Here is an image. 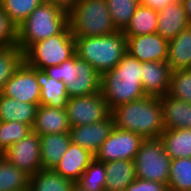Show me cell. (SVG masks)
I'll list each match as a JSON object with an SVG mask.
<instances>
[{
	"label": "cell",
	"instance_id": "obj_1",
	"mask_svg": "<svg viewBox=\"0 0 191 191\" xmlns=\"http://www.w3.org/2000/svg\"><path fill=\"white\" fill-rule=\"evenodd\" d=\"M141 74L142 62L126 53L115 68L101 75L100 91L111 111L146 96Z\"/></svg>",
	"mask_w": 191,
	"mask_h": 191
},
{
	"label": "cell",
	"instance_id": "obj_2",
	"mask_svg": "<svg viewBox=\"0 0 191 191\" xmlns=\"http://www.w3.org/2000/svg\"><path fill=\"white\" fill-rule=\"evenodd\" d=\"M114 126L144 139L159 138L165 130L160 97L144 96L112 110Z\"/></svg>",
	"mask_w": 191,
	"mask_h": 191
},
{
	"label": "cell",
	"instance_id": "obj_3",
	"mask_svg": "<svg viewBox=\"0 0 191 191\" xmlns=\"http://www.w3.org/2000/svg\"><path fill=\"white\" fill-rule=\"evenodd\" d=\"M74 40L76 56L87 61L100 75L115 68L127 53V39L123 31Z\"/></svg>",
	"mask_w": 191,
	"mask_h": 191
},
{
	"label": "cell",
	"instance_id": "obj_4",
	"mask_svg": "<svg viewBox=\"0 0 191 191\" xmlns=\"http://www.w3.org/2000/svg\"><path fill=\"white\" fill-rule=\"evenodd\" d=\"M68 26V12L44 1L17 28V47L25 52L32 44L60 34Z\"/></svg>",
	"mask_w": 191,
	"mask_h": 191
},
{
	"label": "cell",
	"instance_id": "obj_5",
	"mask_svg": "<svg viewBox=\"0 0 191 191\" xmlns=\"http://www.w3.org/2000/svg\"><path fill=\"white\" fill-rule=\"evenodd\" d=\"M74 38L96 37L116 32L106 0H80L68 12Z\"/></svg>",
	"mask_w": 191,
	"mask_h": 191
},
{
	"label": "cell",
	"instance_id": "obj_6",
	"mask_svg": "<svg viewBox=\"0 0 191 191\" xmlns=\"http://www.w3.org/2000/svg\"><path fill=\"white\" fill-rule=\"evenodd\" d=\"M75 55V40L68 25L60 34L32 44L24 52V62L30 67L44 70L60 65Z\"/></svg>",
	"mask_w": 191,
	"mask_h": 191
},
{
	"label": "cell",
	"instance_id": "obj_7",
	"mask_svg": "<svg viewBox=\"0 0 191 191\" xmlns=\"http://www.w3.org/2000/svg\"><path fill=\"white\" fill-rule=\"evenodd\" d=\"M133 162L137 178L168 185L171 157L160 138L144 139Z\"/></svg>",
	"mask_w": 191,
	"mask_h": 191
},
{
	"label": "cell",
	"instance_id": "obj_8",
	"mask_svg": "<svg viewBox=\"0 0 191 191\" xmlns=\"http://www.w3.org/2000/svg\"><path fill=\"white\" fill-rule=\"evenodd\" d=\"M66 112L71 127L102 121L112 113L101 91L69 98Z\"/></svg>",
	"mask_w": 191,
	"mask_h": 191
},
{
	"label": "cell",
	"instance_id": "obj_9",
	"mask_svg": "<svg viewBox=\"0 0 191 191\" xmlns=\"http://www.w3.org/2000/svg\"><path fill=\"white\" fill-rule=\"evenodd\" d=\"M144 138L131 131L113 128L108 138L94 155L99 162L134 160Z\"/></svg>",
	"mask_w": 191,
	"mask_h": 191
},
{
	"label": "cell",
	"instance_id": "obj_10",
	"mask_svg": "<svg viewBox=\"0 0 191 191\" xmlns=\"http://www.w3.org/2000/svg\"><path fill=\"white\" fill-rule=\"evenodd\" d=\"M2 156L28 176L42 170L40 135L30 132L24 139L9 147Z\"/></svg>",
	"mask_w": 191,
	"mask_h": 191
},
{
	"label": "cell",
	"instance_id": "obj_11",
	"mask_svg": "<svg viewBox=\"0 0 191 191\" xmlns=\"http://www.w3.org/2000/svg\"><path fill=\"white\" fill-rule=\"evenodd\" d=\"M40 86L36 78V68L23 62L13 76L5 83L2 94L20 102L39 105Z\"/></svg>",
	"mask_w": 191,
	"mask_h": 191
},
{
	"label": "cell",
	"instance_id": "obj_12",
	"mask_svg": "<svg viewBox=\"0 0 191 191\" xmlns=\"http://www.w3.org/2000/svg\"><path fill=\"white\" fill-rule=\"evenodd\" d=\"M126 39L127 53L140 62L167 60L169 41L158 33L126 37Z\"/></svg>",
	"mask_w": 191,
	"mask_h": 191
},
{
	"label": "cell",
	"instance_id": "obj_13",
	"mask_svg": "<svg viewBox=\"0 0 191 191\" xmlns=\"http://www.w3.org/2000/svg\"><path fill=\"white\" fill-rule=\"evenodd\" d=\"M114 127L111 114L107 119L96 123L71 127L69 134L73 143L95 155Z\"/></svg>",
	"mask_w": 191,
	"mask_h": 191
},
{
	"label": "cell",
	"instance_id": "obj_14",
	"mask_svg": "<svg viewBox=\"0 0 191 191\" xmlns=\"http://www.w3.org/2000/svg\"><path fill=\"white\" fill-rule=\"evenodd\" d=\"M73 83L67 86L68 97L100 92L101 75L87 61L73 57Z\"/></svg>",
	"mask_w": 191,
	"mask_h": 191
},
{
	"label": "cell",
	"instance_id": "obj_15",
	"mask_svg": "<svg viewBox=\"0 0 191 191\" xmlns=\"http://www.w3.org/2000/svg\"><path fill=\"white\" fill-rule=\"evenodd\" d=\"M171 67L166 61L142 62V88L146 95L161 97L168 93Z\"/></svg>",
	"mask_w": 191,
	"mask_h": 191
},
{
	"label": "cell",
	"instance_id": "obj_16",
	"mask_svg": "<svg viewBox=\"0 0 191 191\" xmlns=\"http://www.w3.org/2000/svg\"><path fill=\"white\" fill-rule=\"evenodd\" d=\"M93 160L94 155L90 151L70 141L67 151L53 170L62 177L77 182Z\"/></svg>",
	"mask_w": 191,
	"mask_h": 191
},
{
	"label": "cell",
	"instance_id": "obj_17",
	"mask_svg": "<svg viewBox=\"0 0 191 191\" xmlns=\"http://www.w3.org/2000/svg\"><path fill=\"white\" fill-rule=\"evenodd\" d=\"M70 123L66 108L38 105L32 131L40 136L69 133Z\"/></svg>",
	"mask_w": 191,
	"mask_h": 191
},
{
	"label": "cell",
	"instance_id": "obj_18",
	"mask_svg": "<svg viewBox=\"0 0 191 191\" xmlns=\"http://www.w3.org/2000/svg\"><path fill=\"white\" fill-rule=\"evenodd\" d=\"M157 13V33L168 41L174 39L190 25L181 0L168 4Z\"/></svg>",
	"mask_w": 191,
	"mask_h": 191
},
{
	"label": "cell",
	"instance_id": "obj_19",
	"mask_svg": "<svg viewBox=\"0 0 191 191\" xmlns=\"http://www.w3.org/2000/svg\"><path fill=\"white\" fill-rule=\"evenodd\" d=\"M165 129H191V103L166 94L160 97Z\"/></svg>",
	"mask_w": 191,
	"mask_h": 191
},
{
	"label": "cell",
	"instance_id": "obj_20",
	"mask_svg": "<svg viewBox=\"0 0 191 191\" xmlns=\"http://www.w3.org/2000/svg\"><path fill=\"white\" fill-rule=\"evenodd\" d=\"M36 78L41 89L39 105L66 108L69 97L65 83L49 77L45 70L37 68Z\"/></svg>",
	"mask_w": 191,
	"mask_h": 191
},
{
	"label": "cell",
	"instance_id": "obj_21",
	"mask_svg": "<svg viewBox=\"0 0 191 191\" xmlns=\"http://www.w3.org/2000/svg\"><path fill=\"white\" fill-rule=\"evenodd\" d=\"M70 141L69 133L40 136L42 168L54 169L67 151Z\"/></svg>",
	"mask_w": 191,
	"mask_h": 191
},
{
	"label": "cell",
	"instance_id": "obj_22",
	"mask_svg": "<svg viewBox=\"0 0 191 191\" xmlns=\"http://www.w3.org/2000/svg\"><path fill=\"white\" fill-rule=\"evenodd\" d=\"M106 183L104 191H124L135 176L133 160H114L105 163Z\"/></svg>",
	"mask_w": 191,
	"mask_h": 191
},
{
	"label": "cell",
	"instance_id": "obj_23",
	"mask_svg": "<svg viewBox=\"0 0 191 191\" xmlns=\"http://www.w3.org/2000/svg\"><path fill=\"white\" fill-rule=\"evenodd\" d=\"M166 62L172 71L191 68V25L169 40Z\"/></svg>",
	"mask_w": 191,
	"mask_h": 191
},
{
	"label": "cell",
	"instance_id": "obj_24",
	"mask_svg": "<svg viewBox=\"0 0 191 191\" xmlns=\"http://www.w3.org/2000/svg\"><path fill=\"white\" fill-rule=\"evenodd\" d=\"M37 105L20 102L0 94V121H18L32 127L36 116Z\"/></svg>",
	"mask_w": 191,
	"mask_h": 191
},
{
	"label": "cell",
	"instance_id": "obj_25",
	"mask_svg": "<svg viewBox=\"0 0 191 191\" xmlns=\"http://www.w3.org/2000/svg\"><path fill=\"white\" fill-rule=\"evenodd\" d=\"M159 138L171 159L191 158V129H165Z\"/></svg>",
	"mask_w": 191,
	"mask_h": 191
},
{
	"label": "cell",
	"instance_id": "obj_26",
	"mask_svg": "<svg viewBox=\"0 0 191 191\" xmlns=\"http://www.w3.org/2000/svg\"><path fill=\"white\" fill-rule=\"evenodd\" d=\"M157 24V11L139 4L123 33L125 37L157 33Z\"/></svg>",
	"mask_w": 191,
	"mask_h": 191
},
{
	"label": "cell",
	"instance_id": "obj_27",
	"mask_svg": "<svg viewBox=\"0 0 191 191\" xmlns=\"http://www.w3.org/2000/svg\"><path fill=\"white\" fill-rule=\"evenodd\" d=\"M74 182L64 178L53 169H42L30 176L31 191H72Z\"/></svg>",
	"mask_w": 191,
	"mask_h": 191
},
{
	"label": "cell",
	"instance_id": "obj_28",
	"mask_svg": "<svg viewBox=\"0 0 191 191\" xmlns=\"http://www.w3.org/2000/svg\"><path fill=\"white\" fill-rule=\"evenodd\" d=\"M29 179L26 173L15 165L0 157V191H23L29 188Z\"/></svg>",
	"mask_w": 191,
	"mask_h": 191
},
{
	"label": "cell",
	"instance_id": "obj_29",
	"mask_svg": "<svg viewBox=\"0 0 191 191\" xmlns=\"http://www.w3.org/2000/svg\"><path fill=\"white\" fill-rule=\"evenodd\" d=\"M169 191H191V158L171 159Z\"/></svg>",
	"mask_w": 191,
	"mask_h": 191
},
{
	"label": "cell",
	"instance_id": "obj_30",
	"mask_svg": "<svg viewBox=\"0 0 191 191\" xmlns=\"http://www.w3.org/2000/svg\"><path fill=\"white\" fill-rule=\"evenodd\" d=\"M24 62V52L17 46L0 48V94L5 83Z\"/></svg>",
	"mask_w": 191,
	"mask_h": 191
},
{
	"label": "cell",
	"instance_id": "obj_31",
	"mask_svg": "<svg viewBox=\"0 0 191 191\" xmlns=\"http://www.w3.org/2000/svg\"><path fill=\"white\" fill-rule=\"evenodd\" d=\"M106 2L116 30L124 31L139 5V0H106Z\"/></svg>",
	"mask_w": 191,
	"mask_h": 191
},
{
	"label": "cell",
	"instance_id": "obj_32",
	"mask_svg": "<svg viewBox=\"0 0 191 191\" xmlns=\"http://www.w3.org/2000/svg\"><path fill=\"white\" fill-rule=\"evenodd\" d=\"M45 0H0V7L18 27Z\"/></svg>",
	"mask_w": 191,
	"mask_h": 191
},
{
	"label": "cell",
	"instance_id": "obj_33",
	"mask_svg": "<svg viewBox=\"0 0 191 191\" xmlns=\"http://www.w3.org/2000/svg\"><path fill=\"white\" fill-rule=\"evenodd\" d=\"M32 132V127L18 121H0V154L2 155L9 147L24 139Z\"/></svg>",
	"mask_w": 191,
	"mask_h": 191
},
{
	"label": "cell",
	"instance_id": "obj_34",
	"mask_svg": "<svg viewBox=\"0 0 191 191\" xmlns=\"http://www.w3.org/2000/svg\"><path fill=\"white\" fill-rule=\"evenodd\" d=\"M168 95L191 103V68L171 72Z\"/></svg>",
	"mask_w": 191,
	"mask_h": 191
},
{
	"label": "cell",
	"instance_id": "obj_35",
	"mask_svg": "<svg viewBox=\"0 0 191 191\" xmlns=\"http://www.w3.org/2000/svg\"><path fill=\"white\" fill-rule=\"evenodd\" d=\"M106 178L105 163L94 159L77 183L90 191H104Z\"/></svg>",
	"mask_w": 191,
	"mask_h": 191
},
{
	"label": "cell",
	"instance_id": "obj_36",
	"mask_svg": "<svg viewBox=\"0 0 191 191\" xmlns=\"http://www.w3.org/2000/svg\"><path fill=\"white\" fill-rule=\"evenodd\" d=\"M17 26L0 7V48L17 46Z\"/></svg>",
	"mask_w": 191,
	"mask_h": 191
},
{
	"label": "cell",
	"instance_id": "obj_37",
	"mask_svg": "<svg viewBox=\"0 0 191 191\" xmlns=\"http://www.w3.org/2000/svg\"><path fill=\"white\" fill-rule=\"evenodd\" d=\"M47 75L58 81H63L66 87L73 83V58L62 62L60 65L44 69Z\"/></svg>",
	"mask_w": 191,
	"mask_h": 191
},
{
	"label": "cell",
	"instance_id": "obj_38",
	"mask_svg": "<svg viewBox=\"0 0 191 191\" xmlns=\"http://www.w3.org/2000/svg\"><path fill=\"white\" fill-rule=\"evenodd\" d=\"M124 191H169L168 185L160 182L135 178Z\"/></svg>",
	"mask_w": 191,
	"mask_h": 191
},
{
	"label": "cell",
	"instance_id": "obj_39",
	"mask_svg": "<svg viewBox=\"0 0 191 191\" xmlns=\"http://www.w3.org/2000/svg\"><path fill=\"white\" fill-rule=\"evenodd\" d=\"M176 1L178 0H139V4L149 7L158 12L165 8L168 4Z\"/></svg>",
	"mask_w": 191,
	"mask_h": 191
},
{
	"label": "cell",
	"instance_id": "obj_40",
	"mask_svg": "<svg viewBox=\"0 0 191 191\" xmlns=\"http://www.w3.org/2000/svg\"><path fill=\"white\" fill-rule=\"evenodd\" d=\"M55 6L69 12L80 0H45Z\"/></svg>",
	"mask_w": 191,
	"mask_h": 191
},
{
	"label": "cell",
	"instance_id": "obj_41",
	"mask_svg": "<svg viewBox=\"0 0 191 191\" xmlns=\"http://www.w3.org/2000/svg\"><path fill=\"white\" fill-rule=\"evenodd\" d=\"M181 1L183 2L188 22L191 25V0H181Z\"/></svg>",
	"mask_w": 191,
	"mask_h": 191
},
{
	"label": "cell",
	"instance_id": "obj_42",
	"mask_svg": "<svg viewBox=\"0 0 191 191\" xmlns=\"http://www.w3.org/2000/svg\"><path fill=\"white\" fill-rule=\"evenodd\" d=\"M72 191H90V190L85 189L82 186H80L77 182H74L72 186Z\"/></svg>",
	"mask_w": 191,
	"mask_h": 191
}]
</instances>
